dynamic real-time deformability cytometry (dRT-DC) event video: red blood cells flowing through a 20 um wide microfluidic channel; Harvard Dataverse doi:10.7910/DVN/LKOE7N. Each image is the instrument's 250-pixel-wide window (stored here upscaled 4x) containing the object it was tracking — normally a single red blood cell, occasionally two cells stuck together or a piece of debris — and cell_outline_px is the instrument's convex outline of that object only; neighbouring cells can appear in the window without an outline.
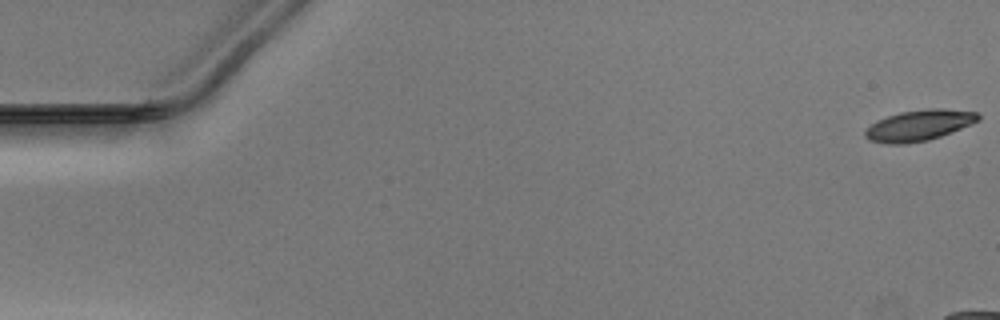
{"species": "Egyptian fruit bat (a non-hibernating species)", "species_latin": "Rousettus aegyptiacus", "temperature_condition": "warm", "stored_images_in_passage": 13, "camera_frame_rate_fps": 3000, "um_per_image_px": 0.085, "animal": {"sex": "male"}, "frame": {"image": 1, "passage_image": 1, "time_ms": 0.0, "image_size_px": [1000, 320], "cell_outline_px": [[980, 120], [972, 124], [940, 136], [928, 140], [904, 144], [884, 144], [868, 140], [864, 136], [864, 132], [876, 120], [900, 112], [928, 108], [944, 108], [976, 112], [980, 116]], "centroid_in_image_um": [78.1, 10.65], "position_along_channel_um": 6.9, "area_um2": 20.4}}